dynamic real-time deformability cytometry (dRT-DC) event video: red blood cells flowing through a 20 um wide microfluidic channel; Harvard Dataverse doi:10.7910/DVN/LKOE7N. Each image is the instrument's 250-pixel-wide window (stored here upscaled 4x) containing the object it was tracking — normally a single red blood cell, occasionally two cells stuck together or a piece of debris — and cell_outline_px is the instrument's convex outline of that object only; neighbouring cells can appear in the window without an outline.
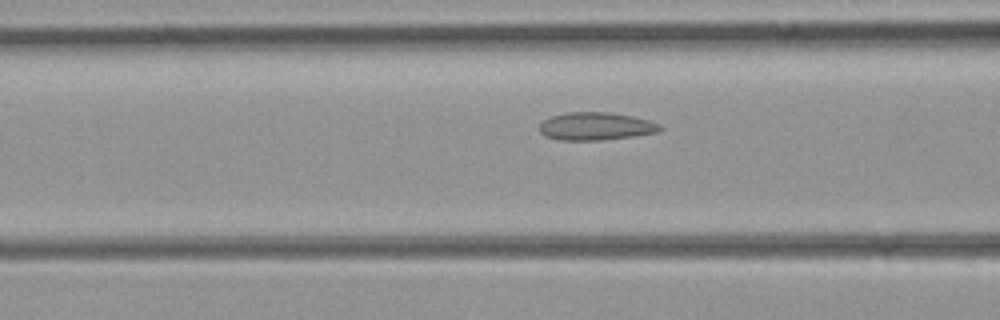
{"species": "common noctule bat (a hibernating species)", "species_latin": "Nyctalus noctula", "temperature_condition": "room temperature", "stored_images_in_passage": 49, "camera_frame_rate_fps": 3000, "um_per_image_px": 0.085, "animal": {"sex": "female", "body_mass_g": 21.9}, "frame": {"image": 1, "passage_image": 18, "time_ms": 5.667, "image_size_px": [1000, 320], "cell_outline_px": [[664, 128], [660, 132], [636, 136], [604, 140], [560, 140], [544, 136], [540, 132], [540, 124], [544, 120], [552, 116], [568, 112], [608, 112], [632, 116], [648, 120], [660, 124]], "centroid_in_image_um": [50.68, 10.74], "position_along_channel_um": 115.9, "area_um2": 19.71}}
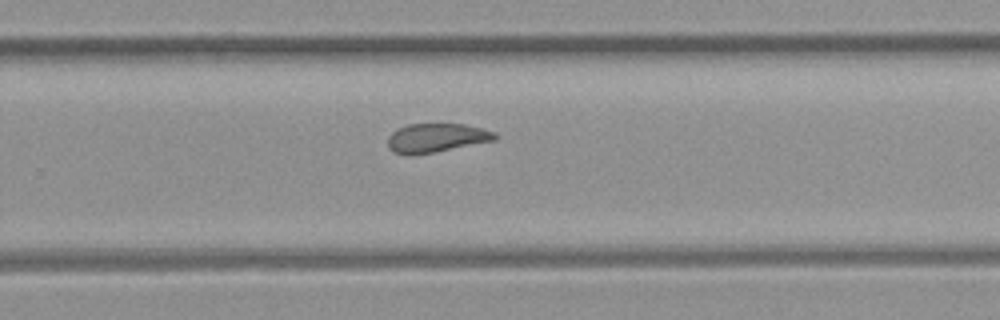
{"frame": {"image": 2, "passage_image": 31, "time_ms": 10.0, "image_size_px": [1000, 320], "cell_outline_px": [[496, 140], [432, 152], [408, 156], [392, 152], [388, 148], [388, 136], [396, 128], [408, 124], [464, 124], [496, 132]], "centroid_in_image_um": [37.03, 11.72], "position_along_channel_um": 292.8, "area_um2": 18.03}}
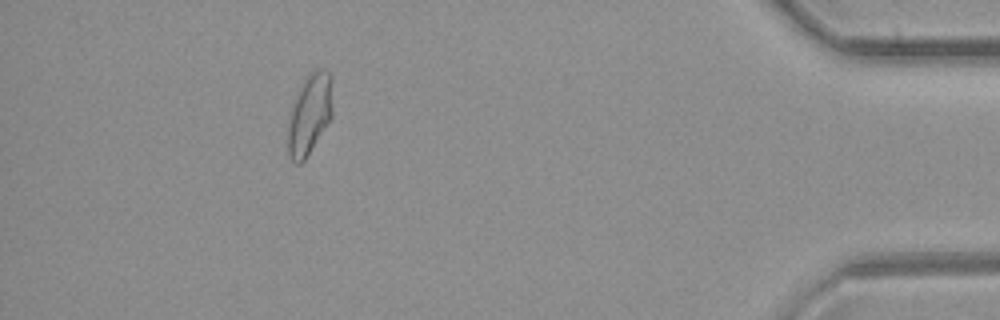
{"frame": {"image": 3, "passage_image": 44, "time_ms": 14.333, "image_size_px": [1000, 320], "cell_outline_px": [[332, 116], [304, 160], [300, 164], [296, 164], [288, 156], [288, 128], [292, 104], [308, 72], [316, 68], [324, 68], [328, 72], [332, 80]], "centroid_in_image_um": [26.32, 9.67], "position_along_channel_um": 408.9, "area_um2": 20.87}}